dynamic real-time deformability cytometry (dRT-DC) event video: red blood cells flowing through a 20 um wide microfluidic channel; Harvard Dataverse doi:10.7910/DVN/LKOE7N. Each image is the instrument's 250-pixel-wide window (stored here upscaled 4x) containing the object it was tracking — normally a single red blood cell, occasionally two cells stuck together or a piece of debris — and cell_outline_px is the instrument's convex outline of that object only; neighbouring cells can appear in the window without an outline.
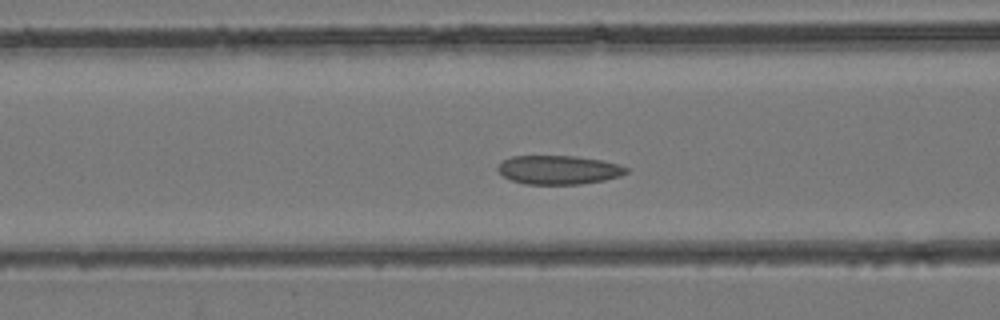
{"species": "common noctule bat (a hibernating species)", "species_latin": "Nyctalus noctula", "temperature_condition": "room temperature", "stored_images_in_passage": 42, "camera_frame_rate_fps": 3000, "um_per_image_px": 0.085, "animal": {"sex": "female", "body_mass_g": 24.6, "forearm_length_mm": 56.2}, "frame": {"image": 1, "passage_image": 16, "time_ms": 5.0, "image_size_px": [1000, 320], "cell_outline_px": [[628, 172], [620, 176], [604, 180], [580, 184], [524, 184], [512, 180], [504, 176], [496, 168], [504, 160], [512, 156], [576, 156], [600, 160], [616, 164], [628, 168]], "centroid_in_image_um": [47.48, 14.44], "position_along_channel_um": 119.1, "area_um2": 21.39}}
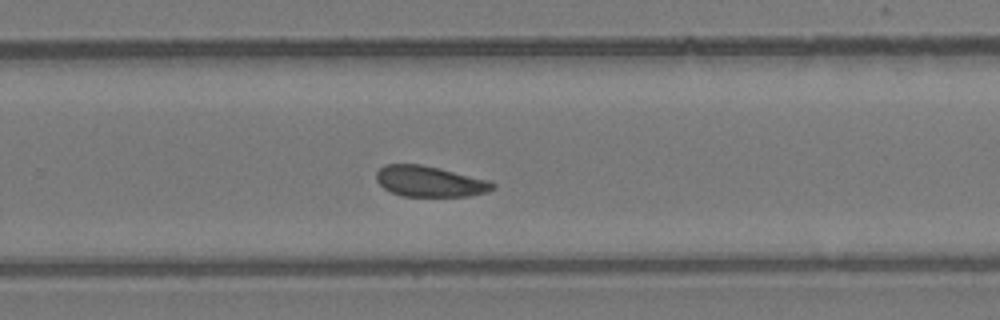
{"frame": {"image": 2, "passage_image": 27, "time_ms": 8.667, "image_size_px": [1000, 320], "cell_outline_px": [[496, 188], [488, 192], [468, 196], [400, 196], [384, 188], [376, 180], [376, 172], [384, 164], [420, 164], [440, 168], [492, 180], [496, 184]], "centroid_in_image_um": [36.58, 15.41], "position_along_channel_um": 293.2, "area_um2": 21.15}}
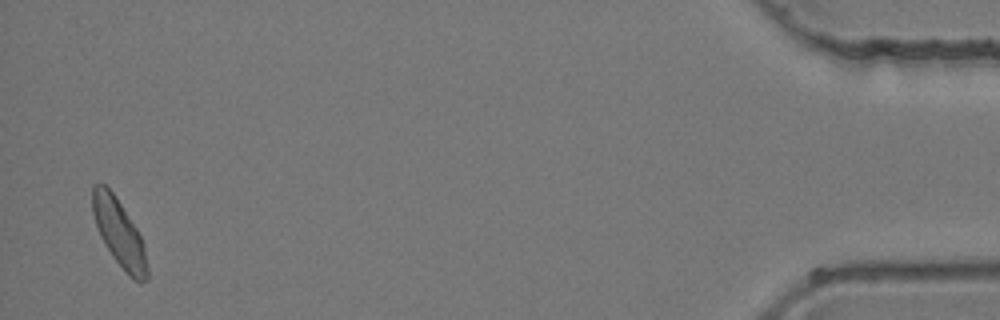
{"frame": {"image": 3, "passage_image": 41, "time_ms": 13.333, "image_size_px": [1000, 320], "cell_outline_px": [[148, 280], [140, 284], [132, 280], [128, 276], [112, 256], [104, 244], [100, 236], [92, 212], [92, 184], [104, 184], [112, 192], [136, 228], [140, 236], [144, 248], [148, 268]], "centroid_in_image_um": [10.13, 19.87], "position_along_channel_um": 425.1, "area_um2": 21.33}}